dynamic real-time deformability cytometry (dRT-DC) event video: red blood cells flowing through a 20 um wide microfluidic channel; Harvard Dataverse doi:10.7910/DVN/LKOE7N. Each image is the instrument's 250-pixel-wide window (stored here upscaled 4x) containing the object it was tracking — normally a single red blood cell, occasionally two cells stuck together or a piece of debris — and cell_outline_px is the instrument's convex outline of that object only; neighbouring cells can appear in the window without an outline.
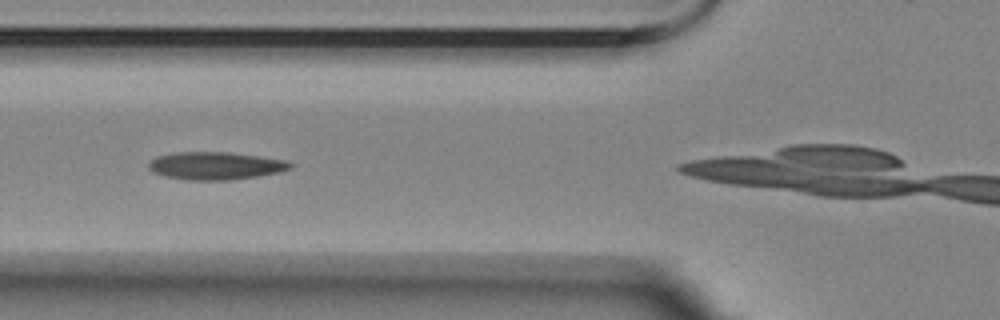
{"species": "Egyptian fruit bat (a non-hibernating species)", "species_latin": "Rousettus aegyptiacus", "temperature_condition": "room temperature", "stored_images_in_passage": 7, "camera_frame_rate_fps": 3000, "um_per_image_px": 0.085, "animal": {"sex": "female"}, "frame": {"image": 1, "passage_image": 4, "time_ms": 1.0, "image_size_px": [1000, 320], "cell_outline_px": [[292, 168], [280, 172], [256, 176], [228, 180], [188, 180], [164, 176], [152, 172], [148, 168], [148, 160], [156, 156], [176, 152], [232, 152], [288, 160], [292, 164]], "centroid_in_image_um": [18.3, 14.08], "position_along_channel_um": 107.5, "area_um2": 23.12}}
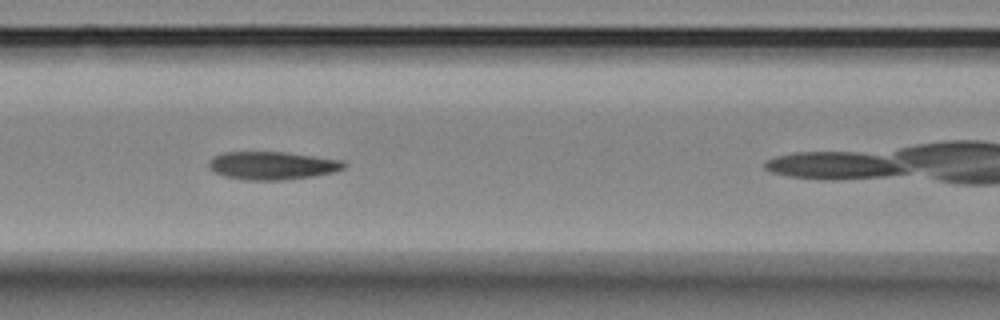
{"frame": {"image": 2, "passage_image": 5, "time_ms": 1.333, "image_size_px": [1000, 320], "cell_outline_px": [[348, 164], [344, 168], [332, 172], [312, 176], [280, 180], [244, 180], [224, 176], [216, 172], [208, 164], [208, 160], [212, 156], [224, 152], [288, 152], [344, 160]], "centroid_in_image_um": [23.16, 14.06], "position_along_channel_um": 143.4, "area_um2": 22.14}}